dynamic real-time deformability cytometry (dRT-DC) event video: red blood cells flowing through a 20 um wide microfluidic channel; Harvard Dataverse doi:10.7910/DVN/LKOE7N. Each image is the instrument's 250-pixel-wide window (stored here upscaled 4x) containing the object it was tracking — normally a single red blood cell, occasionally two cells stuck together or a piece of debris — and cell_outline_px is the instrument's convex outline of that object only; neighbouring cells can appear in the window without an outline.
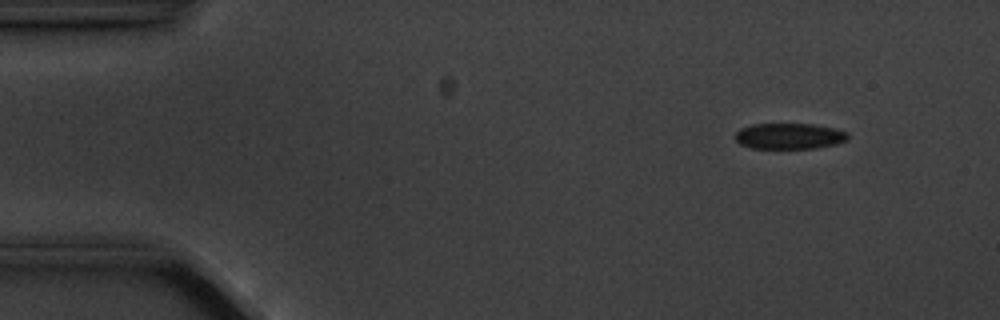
{"species": "common noctule bat (a hibernating species)", "species_latin": "Nyctalus noctula", "temperature_condition": "cold", "stored_images_in_passage": 6, "camera_frame_rate_fps": 3000, "um_per_image_px": 0.085, "animal": {"sex": "male", "body_mass_g": 20.1, "forearm_length_mm": 53.5}, "frame": {"image": 1, "passage_image": 2, "time_ms": 1.333, "image_size_px": [1000, 320], "cell_outline_px": [[848, 140], [836, 144], [816, 148], [752, 148], [740, 144], [732, 136], [740, 128], [752, 124], [812, 124], [836, 128], [848, 132]], "centroid_in_image_um": [67.09, 11.56], "position_along_channel_um": 17.9, "area_um2": 17.17}}